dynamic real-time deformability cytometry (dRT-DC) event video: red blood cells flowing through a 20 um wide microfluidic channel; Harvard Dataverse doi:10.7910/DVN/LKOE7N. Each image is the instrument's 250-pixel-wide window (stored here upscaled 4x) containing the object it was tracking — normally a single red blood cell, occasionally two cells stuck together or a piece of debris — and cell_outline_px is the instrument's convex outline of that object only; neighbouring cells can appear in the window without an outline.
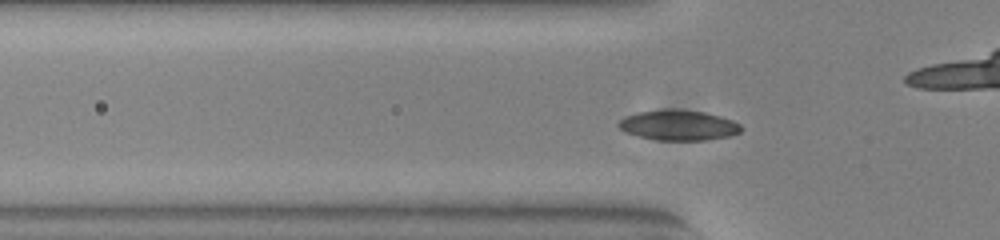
{"species": "common noctule bat (a hibernating species)", "species_latin": "Nyctalus noctula", "temperature_condition": "warm", "stored_images_in_passage": 50, "camera_frame_rate_fps": 3000, "um_per_image_px": 0.085, "animal": {"sex": "female", "body_mass_g": 23.0, "forearm_length_mm": 53.4}, "frame": {"image": 1, "passage_image": 13, "time_ms": 4.0, "image_size_px": [1000, 240], "cell_outline_px": [[740, 128], [736, 132], [720, 136], [692, 140], [672, 140], [644, 136], [632, 132], [624, 128], [620, 124], [624, 120], [632, 116], [644, 112], [696, 112], [712, 116], [736, 124]], "centroid_in_image_um": [57.67, 10.68], "position_along_channel_um": 68.1, "area_um2": 18.15}}
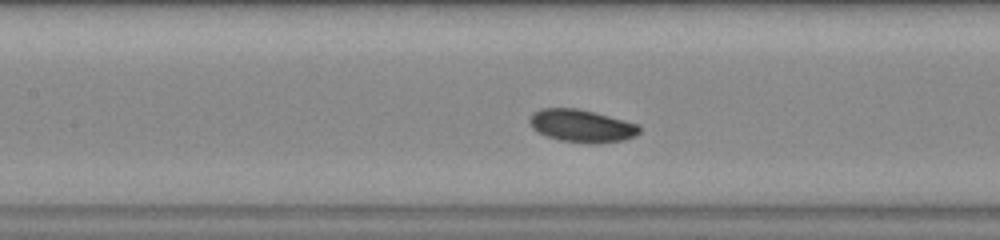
{"frame": {"image": 2, "passage_image": 20, "time_ms": 6.333, "image_size_px": [1000, 240], "cell_outline_px": [[640, 128], [636, 132], [628, 136], [612, 140], [572, 140], [556, 136], [544, 132], [536, 128], [532, 124], [532, 116], [540, 112], [556, 108], [564, 108], [588, 112], [632, 124]], "centroid_in_image_um": [49.41, 10.65], "position_along_channel_um": 158.0, "area_um2": 17.22}}
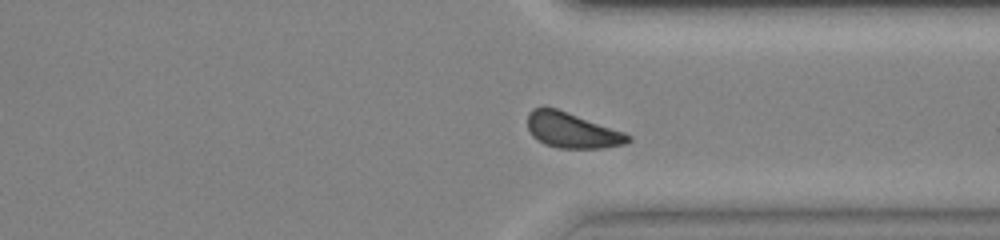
{"frame": {"image": 3, "passage_image": 36, "time_ms": 11.667, "image_size_px": [1000, 240], "cell_outline_px": [[628, 140], [616, 144], [588, 148], [568, 148], [548, 144], [540, 140], [532, 132], [528, 124], [528, 116], [536, 108], [552, 108], [564, 112], [620, 132], [628, 136]], "centroid_in_image_um": [48.53, 11.07], "position_along_channel_um": 362.9, "area_um2": 18.5}, "authors_computed_cell_mechanics": {"area_um2": 17.1088, "velocity_mm_per_s": 3.8393, "shape_relaxation_time_tau1_ms": 1.1266, "shape_relaxation_time_tau2_ms": null, "deformation_change_tau1": 0.0623, "deformation_change_tau2": null}}